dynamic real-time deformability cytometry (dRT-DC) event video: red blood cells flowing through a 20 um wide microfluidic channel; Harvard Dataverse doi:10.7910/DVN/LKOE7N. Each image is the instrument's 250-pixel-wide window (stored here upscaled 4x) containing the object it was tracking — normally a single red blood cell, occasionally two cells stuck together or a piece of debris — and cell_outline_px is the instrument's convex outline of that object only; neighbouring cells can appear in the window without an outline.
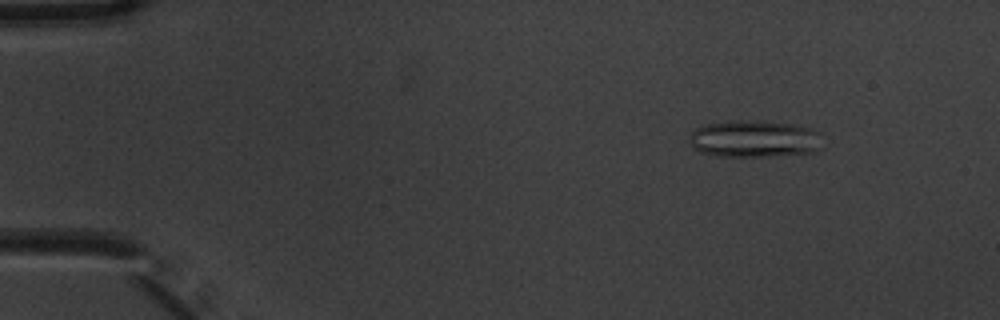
{"species": "common noctule bat (a hibernating species)", "species_latin": "Nyctalus noctula", "temperature_condition": "warm", "stored_images_in_passage": 4, "camera_frame_rate_fps": 3000, "um_per_image_px": 0.085, "animal": {"sex": "male", "body_mass_g": 20.1, "forearm_length_mm": 53.5}, "frame": {"image": 1, "passage_image": 1, "time_ms": 0.0, "image_size_px": [1000, 320], "cell_outline_px": [[824, 148], [812, 152], [768, 156], [716, 156], [700, 152], [692, 148], [688, 136], [696, 128], [704, 124], [728, 120], [756, 120], [792, 124], [812, 128], [820, 132]], "centroid_in_image_um": [64.13, 11.79], "position_along_channel_um": 20.9, "area_um2": 29.3}}